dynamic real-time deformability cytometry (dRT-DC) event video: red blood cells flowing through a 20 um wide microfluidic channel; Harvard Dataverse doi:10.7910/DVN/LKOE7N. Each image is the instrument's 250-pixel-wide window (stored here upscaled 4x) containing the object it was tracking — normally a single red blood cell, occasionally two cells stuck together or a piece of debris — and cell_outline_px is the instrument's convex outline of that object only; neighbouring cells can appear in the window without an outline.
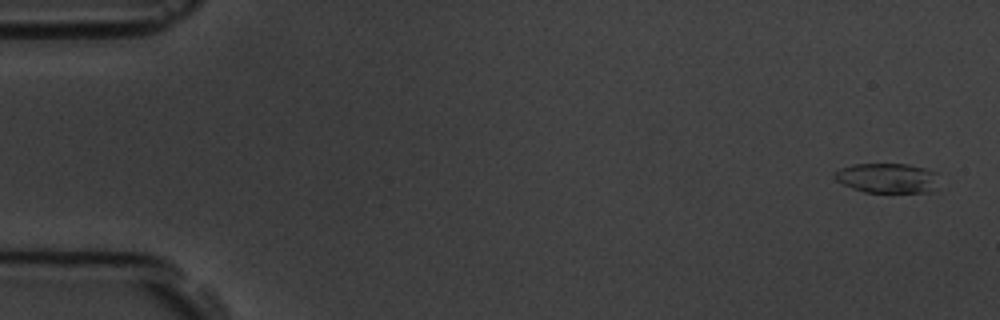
{"species": "common noctule bat (a hibernating species)", "species_latin": "Nyctalus noctula", "temperature_condition": "room temperature", "stored_images_in_passage": 8, "camera_frame_rate_fps": 3000, "um_per_image_px": 0.085, "animal": {"sex": "male", "body_mass_g": 19.5, "forearm_length_mm": 54.6}, "frame": {"image": 1, "passage_image": 1, "time_ms": 0.0, "image_size_px": [1000, 320], "cell_outline_px": [[936, 172], [932, 188], [928, 192], [864, 192], [852, 188], [836, 180], [832, 176], [832, 172], [840, 168], [852, 164], [908, 164], [924, 168]], "centroid_in_image_um": [75.3, 15.12], "position_along_channel_um": 9.7, "area_um2": 17.86}}
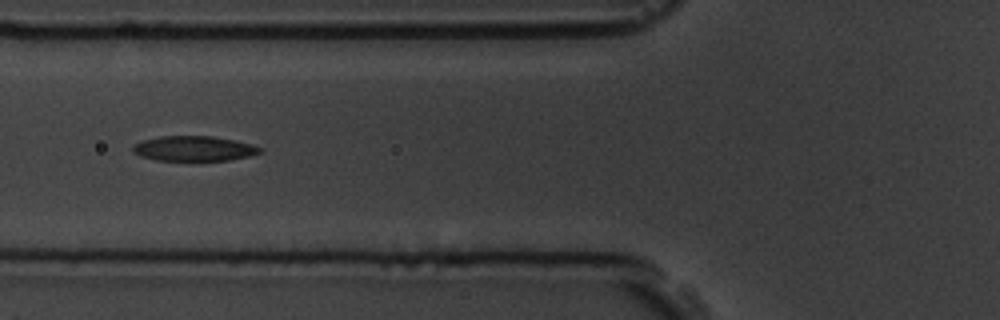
{"frame": {"image": 2, "passage_image": 6, "time_ms": 6.333, "image_size_px": [1000, 320], "cell_outline_px": [[260, 152], [248, 156], [228, 160], [156, 160], [140, 156], [132, 152], [132, 148], [136, 144], [144, 140], [160, 136], [212, 136], [236, 140], [260, 148]], "centroid_in_image_um": [16.43, 12.62], "position_along_channel_um": 109.4, "area_um2": 18.21}}
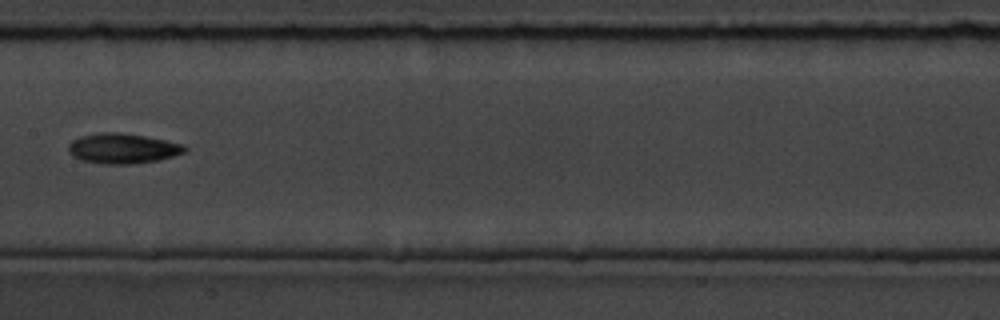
{"frame": {"image": 3, "passage_image": 8, "time_ms": 8.667, "image_size_px": [1000, 320], "cell_outline_px": [[188, 148], [184, 152], [172, 156], [156, 160], [132, 164], [104, 164], [84, 160], [72, 156], [68, 152], [68, 144], [72, 140], [80, 136], [100, 132], [120, 132], [168, 140], [184, 144]], "centroid_in_image_um": [10.42, 12.6], "position_along_channel_um": 197.0, "area_um2": 20.46}}